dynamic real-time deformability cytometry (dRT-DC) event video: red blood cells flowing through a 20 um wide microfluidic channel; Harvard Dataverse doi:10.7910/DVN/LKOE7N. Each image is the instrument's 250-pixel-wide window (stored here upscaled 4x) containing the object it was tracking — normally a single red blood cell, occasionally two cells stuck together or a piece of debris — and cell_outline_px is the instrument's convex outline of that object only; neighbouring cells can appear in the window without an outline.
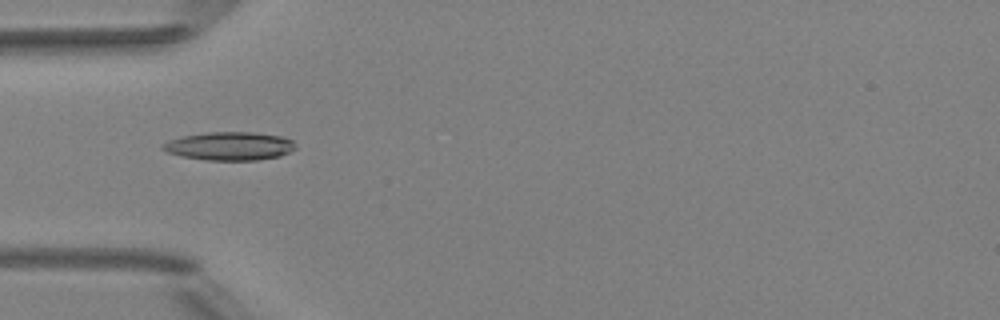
{"species": "Egyptian fruit bat (a non-hibernating species)", "species_latin": "Rousettus aegyptiacus", "temperature_condition": "room temperature", "stored_images_in_passage": 7, "camera_frame_rate_fps": 3000, "um_per_image_px": 0.085, "animal": {"sex": "female"}, "frame": {"image": 1, "passage_image": 5, "time_ms": 4.333, "image_size_px": [1000, 320], "cell_outline_px": [[296, 148], [280, 156], [256, 160], [208, 160], [180, 156], [168, 152], [160, 148], [160, 144], [184, 136], [208, 132], [252, 132], [280, 136], [292, 140], [296, 144]], "centroid_in_image_um": [19.52, 12.42], "position_along_channel_um": 65.5, "area_um2": 21.79}}
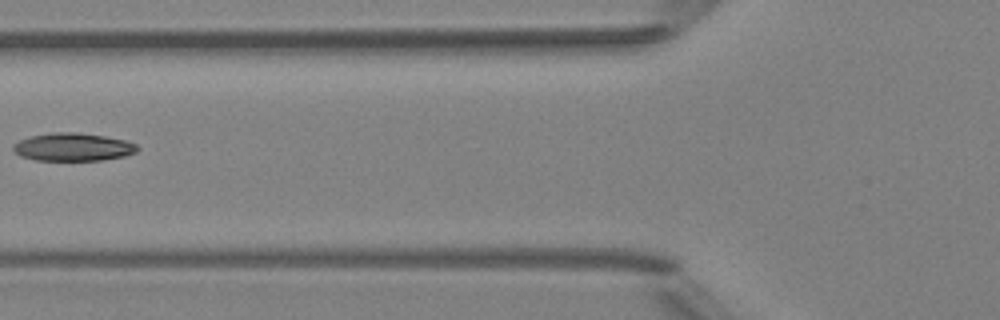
{"frame": {"image": 2, "passage_image": 6, "time_ms": 5.667, "image_size_px": [1000, 320], "cell_outline_px": [[140, 148], [136, 152], [124, 156], [104, 160], [36, 160], [20, 156], [12, 148], [12, 144], [20, 140], [32, 136], [52, 132], [76, 132], [104, 136], [124, 140], [136, 144]], "centroid_in_image_um": [6.21, 12.5], "position_along_channel_um": 119.6, "area_um2": 20.17}}
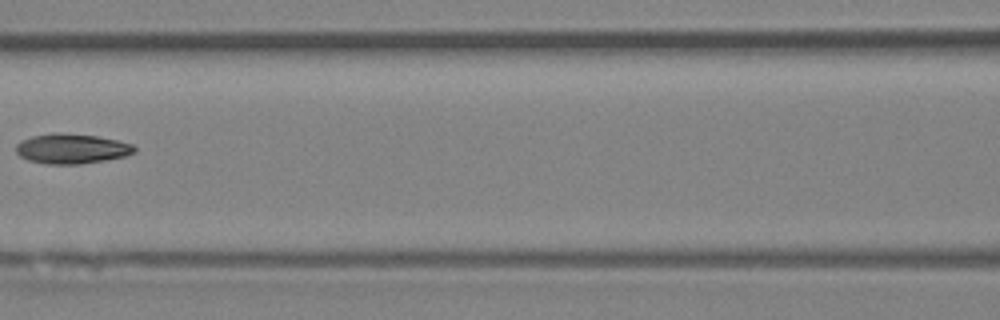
{"frame": {"image": 3, "passage_image": 7, "time_ms": 6.667, "image_size_px": [1000, 320], "cell_outline_px": [[136, 152], [124, 156], [104, 160], [80, 164], [48, 164], [28, 160], [20, 156], [16, 152], [16, 144], [20, 140], [32, 136], [56, 132], [60, 132], [96, 136], [116, 140], [132, 144], [136, 148]], "centroid_in_image_um": [6.06, 12.63], "position_along_channel_um": 160.5, "area_um2": 20.63}}